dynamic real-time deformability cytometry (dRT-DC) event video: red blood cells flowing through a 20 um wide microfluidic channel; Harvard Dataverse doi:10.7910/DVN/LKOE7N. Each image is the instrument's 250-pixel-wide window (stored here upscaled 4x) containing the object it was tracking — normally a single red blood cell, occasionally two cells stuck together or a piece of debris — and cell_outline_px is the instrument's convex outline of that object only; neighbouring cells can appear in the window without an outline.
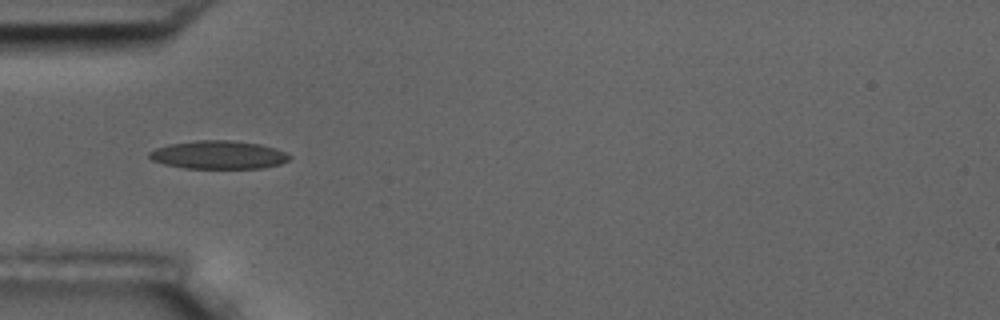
{"species": "common noctule bat (a hibernating species)", "species_latin": "Nyctalus noctula", "temperature_condition": "room temperature", "stored_images_in_passage": 11, "camera_frame_rate_fps": 3000, "um_per_image_px": 0.085, "animal": {"sex": "male", "body_mass_g": 17.5, "forearm_length_mm": 52.3}, "frame": {"image": 1, "passage_image": 5, "time_ms": 5.333, "image_size_px": [1000, 320], "cell_outline_px": [[292, 156], [288, 160], [280, 164], [264, 168], [184, 168], [164, 164], [152, 160], [148, 156], [148, 152], [156, 148], [172, 144], [196, 140], [232, 140], [260, 144], [276, 148]], "centroid_in_image_um": [18.58, 13.16], "position_along_channel_um": 66.4, "area_um2": 23.06}}
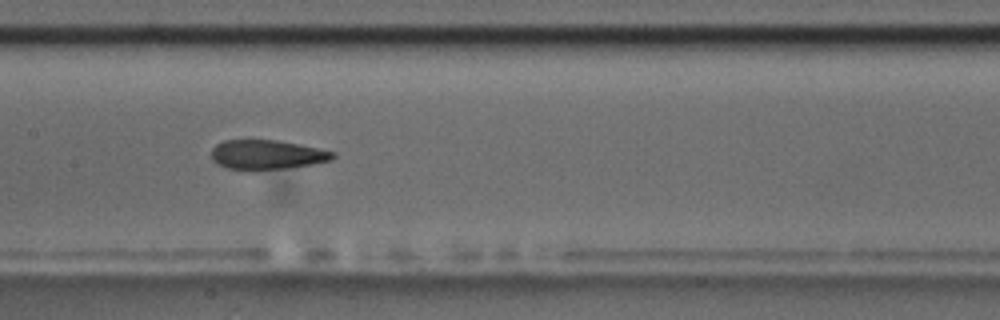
{"frame": {"image": 2, "passage_image": 8, "time_ms": 8.667, "image_size_px": [1000, 320], "cell_outline_px": [[336, 156], [332, 160], [312, 164], [284, 168], [252, 172], [228, 168], [216, 164], [212, 160], [212, 148], [216, 144], [224, 140], [276, 140], [300, 144], [336, 152]], "centroid_in_image_um": [22.67, 13.17], "position_along_channel_um": 184.7, "area_um2": 21.27}}
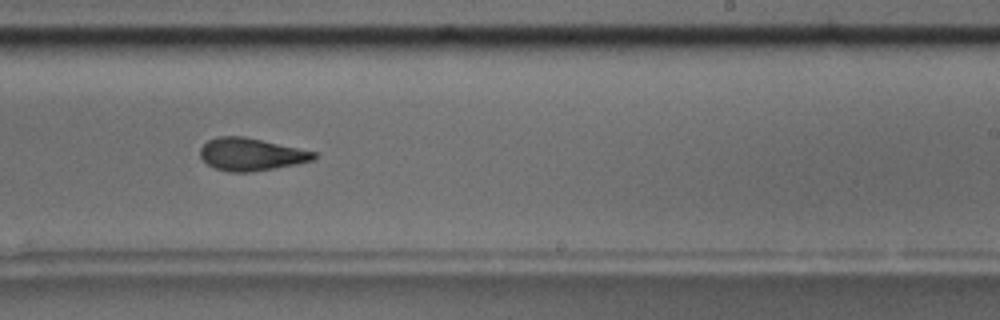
{"frame": {"image": 3, "passage_image": 10, "time_ms": 11.0, "image_size_px": [1000, 320], "cell_outline_px": [[316, 156], [312, 160], [296, 164], [276, 168], [248, 172], [228, 172], [216, 168], [208, 164], [200, 156], [200, 148], [208, 140], [220, 136], [244, 136], [316, 152]], "centroid_in_image_um": [21.32, 13.12], "position_along_channel_um": 267.7, "area_um2": 21.33}}